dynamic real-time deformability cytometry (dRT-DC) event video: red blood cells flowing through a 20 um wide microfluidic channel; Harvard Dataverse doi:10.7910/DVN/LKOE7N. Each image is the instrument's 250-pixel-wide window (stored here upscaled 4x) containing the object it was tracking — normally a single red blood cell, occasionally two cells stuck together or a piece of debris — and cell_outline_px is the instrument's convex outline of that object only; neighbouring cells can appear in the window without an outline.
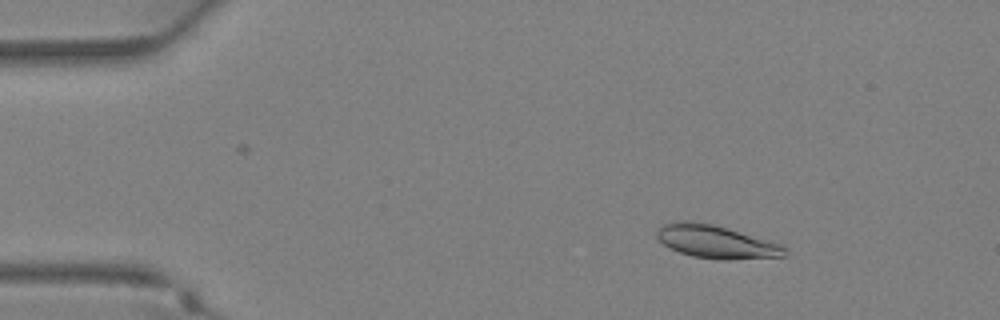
{"species": "Egyptian fruit bat (a non-hibernating species)", "species_latin": "Rousettus aegyptiacus", "temperature_condition": "warm", "stored_images_in_passage": 36, "camera_frame_rate_fps": 3000, "um_per_image_px": 0.085, "animal": {"sex": "female"}, "frame": {"image": 1, "passage_image": 5, "time_ms": 1.333, "image_size_px": [1000, 320], "cell_outline_px": [[788, 248], [784, 256], [728, 260], [720, 260], [692, 256], [680, 252], [664, 244], [656, 236], [656, 232], [664, 224], [684, 220], [712, 224], [728, 228], [780, 244]], "centroid_in_image_um": [60.88, 20.56], "position_along_channel_um": 24.1, "area_um2": 24.28}}
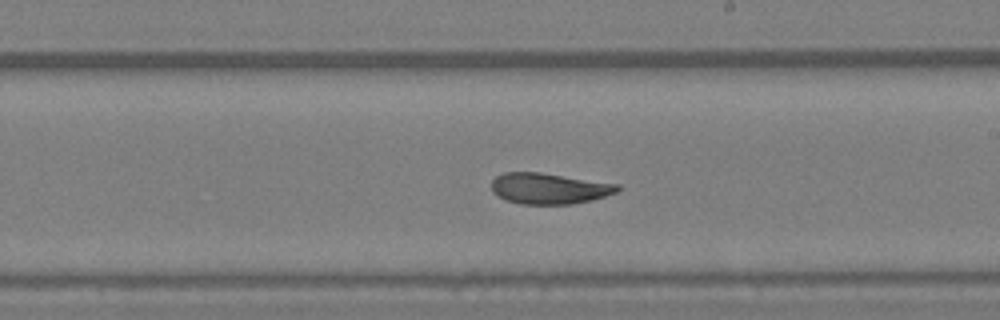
{"frame": {"image": 2, "passage_image": 21, "time_ms": 6.667, "image_size_px": [1000, 320], "cell_outline_px": [[620, 188], [616, 192], [592, 200], [572, 204], [520, 204], [504, 200], [492, 192], [492, 180], [496, 176], [504, 172], [540, 172], [620, 184]], "centroid_in_image_um": [46.65, 16.02], "position_along_channel_um": 242.3, "area_um2": 22.83}}
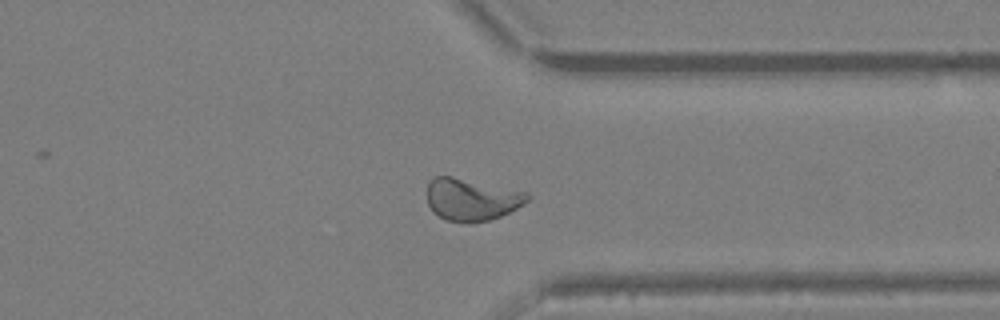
{"frame": {"image": 3, "passage_image": 28, "time_ms": 9.0, "image_size_px": [1000, 320], "cell_outline_px": [[532, 196], [524, 204], [500, 216], [488, 220], [448, 220], [432, 212], [428, 204], [428, 184], [436, 176], [452, 176], [528, 192]], "centroid_in_image_um": [40.11, 16.92], "position_along_channel_um": 371.3, "area_um2": 24.04}}